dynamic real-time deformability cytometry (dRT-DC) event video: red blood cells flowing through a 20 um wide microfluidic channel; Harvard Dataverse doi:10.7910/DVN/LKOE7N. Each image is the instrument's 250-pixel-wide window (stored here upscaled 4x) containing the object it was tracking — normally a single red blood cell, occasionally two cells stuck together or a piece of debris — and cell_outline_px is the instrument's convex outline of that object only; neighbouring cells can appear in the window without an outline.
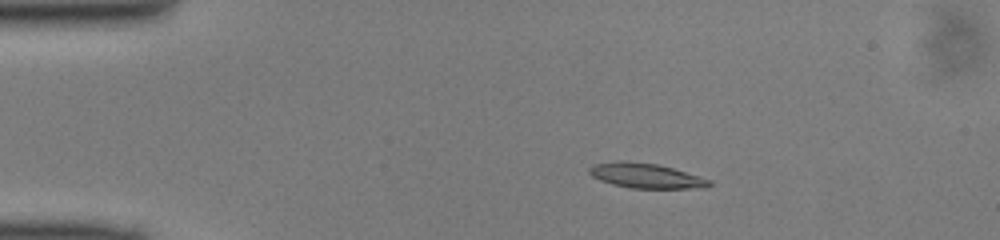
{"species": "common noctule bat (a hibernating species)", "species_latin": "Nyctalus noctula", "temperature_condition": "cold", "stored_images_in_passage": 48, "camera_frame_rate_fps": 3000, "um_per_image_px": 0.085, "animal": {"sex": "male", "body_mass_g": 13.0, "forearm_length_mm": 53.1}, "frame": {"image": 1, "passage_image": 8, "time_ms": 2.333, "image_size_px": [1000, 240], "cell_outline_px": [[712, 184], [708, 188], [632, 188], [612, 184], [600, 180], [592, 176], [588, 172], [588, 168], [592, 164], [620, 160], [656, 164], [672, 168], [712, 180]], "centroid_in_image_um": [54.89, 14.94], "position_along_channel_um": 30.1, "area_um2": 17.4}}
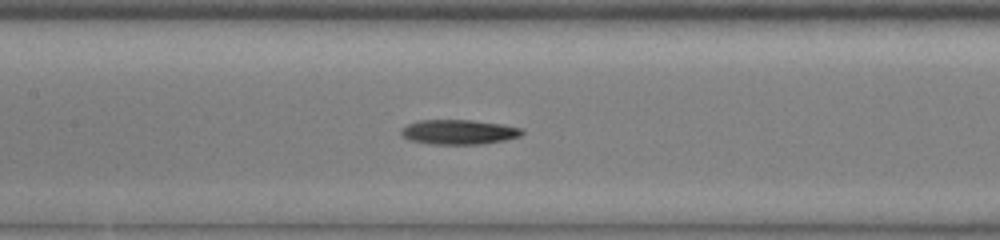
{"frame": {"image": 2, "passage_image": 22, "time_ms": 7.0, "image_size_px": [1000, 240], "cell_outline_px": [[524, 132], [520, 136], [504, 140], [480, 144], [432, 144], [408, 140], [400, 132], [400, 128], [408, 124], [420, 120], [472, 120], [500, 124], [524, 128]], "centroid_in_image_um": [38.99, 11.22], "position_along_channel_um": 168.4, "area_um2": 17.4}}
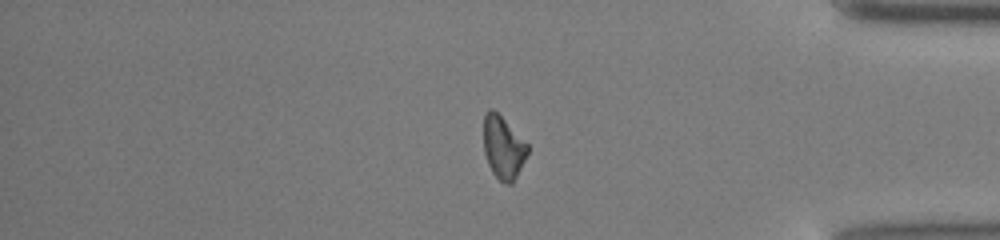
{"frame": {"image": 3, "passage_image": 40, "time_ms": 13.0, "image_size_px": [1000, 240], "cell_outline_px": [[528, 152], [512, 184], [508, 184], [500, 180], [492, 172], [488, 164], [484, 152], [484, 112], [488, 108], [492, 108], [528, 144]], "centroid_in_image_um": [42.75, 12.52], "position_along_channel_um": 392.5, "area_um2": 15.78}}